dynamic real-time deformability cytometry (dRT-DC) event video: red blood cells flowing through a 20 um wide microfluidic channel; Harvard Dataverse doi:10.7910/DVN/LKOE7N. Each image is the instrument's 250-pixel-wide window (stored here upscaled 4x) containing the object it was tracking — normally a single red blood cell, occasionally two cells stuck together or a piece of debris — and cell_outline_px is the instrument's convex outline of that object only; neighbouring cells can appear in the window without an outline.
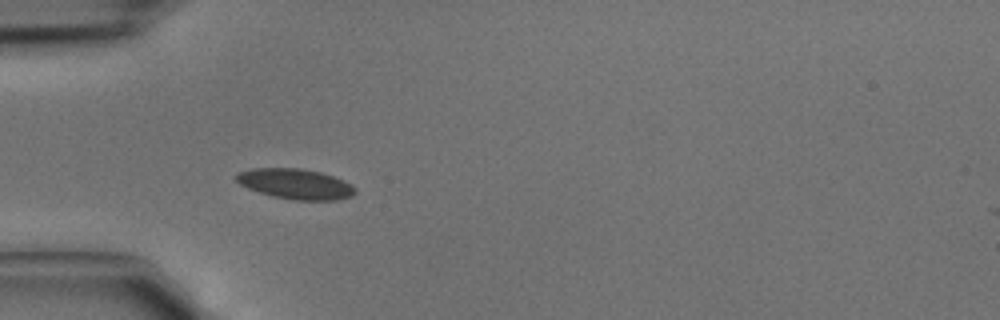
{"species": "common noctule bat (a hibernating species)", "species_latin": "Nyctalus noctula", "temperature_condition": "cold", "stored_images_in_passage": 5, "camera_frame_rate_fps": 3000, "um_per_image_px": 0.085, "animal": {"sex": "male", "body_mass_g": 15.6}, "frame": {"image": 1, "passage_image": 4, "time_ms": 1.0, "image_size_px": [1000, 320], "cell_outline_px": [[356, 192], [352, 196], [336, 200], [296, 200], [272, 196], [248, 188], [240, 184], [236, 180], [236, 172], [252, 168], [300, 168], [320, 172], [332, 176], [352, 184], [356, 188]], "centroid_in_image_um": [25.11, 15.63], "position_along_channel_um": 59.9, "area_um2": 20.98}}